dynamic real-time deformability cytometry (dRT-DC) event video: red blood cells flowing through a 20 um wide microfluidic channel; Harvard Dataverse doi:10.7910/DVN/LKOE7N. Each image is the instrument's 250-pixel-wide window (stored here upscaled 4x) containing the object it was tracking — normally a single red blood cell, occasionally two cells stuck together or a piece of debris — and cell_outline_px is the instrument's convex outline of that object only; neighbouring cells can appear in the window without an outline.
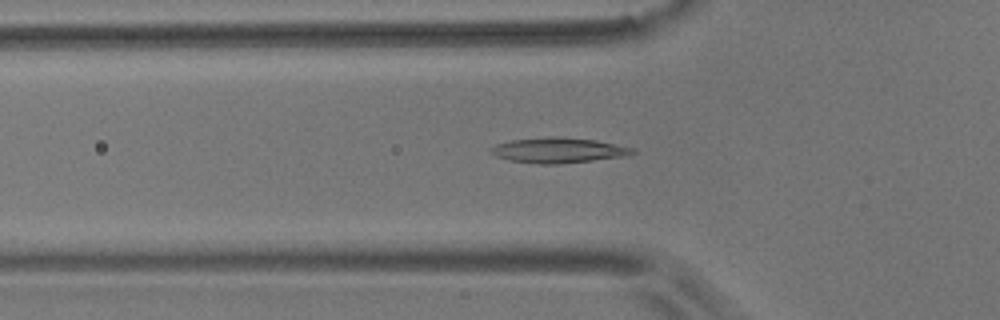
{"species": "common noctule bat (a hibernating species)", "species_latin": "Nyctalus noctula", "temperature_condition": "room temperature", "stored_images_in_passage": 56, "camera_frame_rate_fps": 3000, "um_per_image_px": 0.085, "animal": {"sex": "male", "body_mass_g": 17.9}, "frame": {"image": 1, "passage_image": 18, "time_ms": 5.667, "image_size_px": [1000, 320], "cell_outline_px": [[636, 152], [628, 156], [560, 164], [540, 164], [508, 160], [496, 156], [488, 148], [496, 144], [512, 140], [552, 136], [560, 136], [596, 140], [632, 148]], "centroid_in_image_um": [47.45, 12.77], "position_along_channel_um": 78.3, "area_um2": 20.87}}
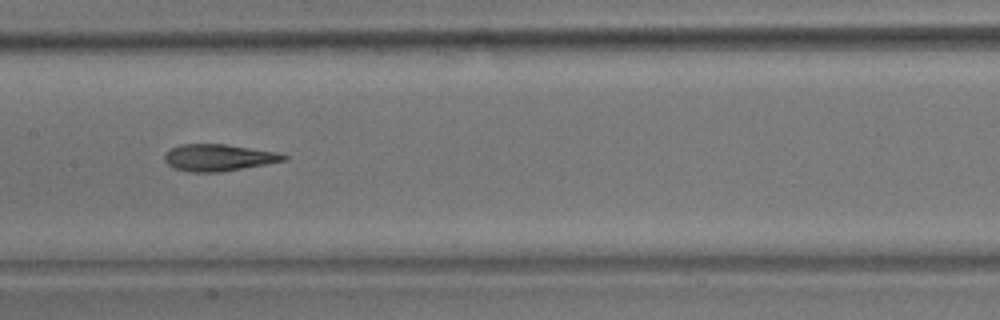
{"frame": {"image": 2, "passage_image": 27, "time_ms": 8.667, "image_size_px": [1000, 320], "cell_outline_px": [[288, 160], [220, 172], [188, 172], [172, 168], [164, 160], [164, 152], [180, 144], [224, 144], [280, 152], [288, 156]], "centroid_in_image_um": [18.57, 13.39], "position_along_channel_um": 188.8, "area_um2": 18.79}}
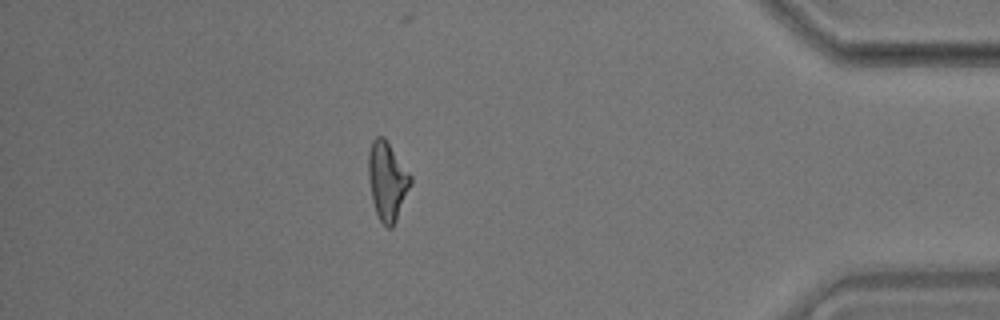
{"frame": {"image": 3, "passage_image": 48, "time_ms": 15.667, "image_size_px": [1000, 320], "cell_outline_px": [[412, 184], [396, 220], [392, 228], [388, 228], [380, 220], [376, 212], [372, 200], [368, 176], [368, 152], [372, 140], [376, 136], [384, 136], [412, 176]], "centroid_in_image_um": [32.92, 15.35], "position_along_channel_um": 402.3, "area_um2": 19.36}, "authors_computed_cell_mechanics": {"area_um2": 19.1318, "velocity_mm_per_s": 3.6457, "shape_relaxation_time_tau1_ms": 8.9199, "shape_relaxation_time_tau2_ms": 3.151, "deformation_change_tau1": 0.2213, "deformation_change_tau2": 0.1315}}